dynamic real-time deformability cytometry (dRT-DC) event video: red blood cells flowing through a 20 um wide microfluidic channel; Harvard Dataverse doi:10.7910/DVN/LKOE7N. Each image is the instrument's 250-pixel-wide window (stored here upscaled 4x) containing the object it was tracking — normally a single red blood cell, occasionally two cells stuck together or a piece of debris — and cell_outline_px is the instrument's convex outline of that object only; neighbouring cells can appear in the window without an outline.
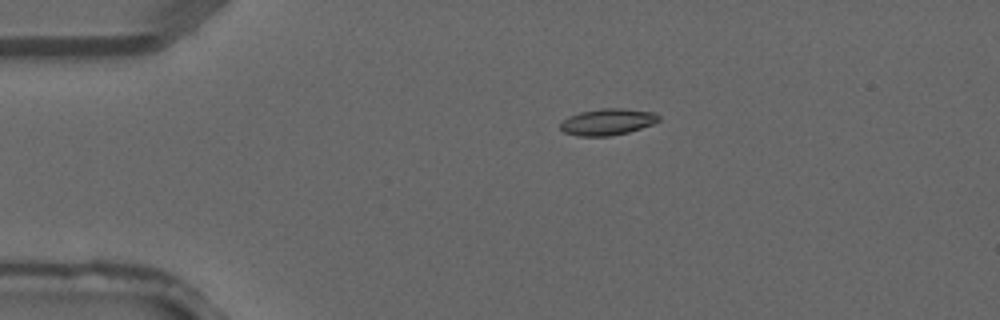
{"species": "common noctule bat (a hibernating species)", "species_latin": "Nyctalus noctula", "temperature_condition": "warm", "stored_images_in_passage": 3, "camera_frame_rate_fps": 3000, "um_per_image_px": 0.085, "animal": {"sex": "male", "forearm_length_mm": 52.5}, "frame": {"image": 1, "passage_image": 3, "time_ms": 0.667, "image_size_px": [1000, 320], "cell_outline_px": [[660, 120], [652, 124], [628, 132], [608, 136], [576, 136], [564, 132], [560, 128], [560, 124], [568, 116], [580, 112], [600, 108], [624, 108], [656, 112], [660, 116]], "centroid_in_image_um": [51.65, 10.35], "position_along_channel_um": 33.4, "area_um2": 15.26}}